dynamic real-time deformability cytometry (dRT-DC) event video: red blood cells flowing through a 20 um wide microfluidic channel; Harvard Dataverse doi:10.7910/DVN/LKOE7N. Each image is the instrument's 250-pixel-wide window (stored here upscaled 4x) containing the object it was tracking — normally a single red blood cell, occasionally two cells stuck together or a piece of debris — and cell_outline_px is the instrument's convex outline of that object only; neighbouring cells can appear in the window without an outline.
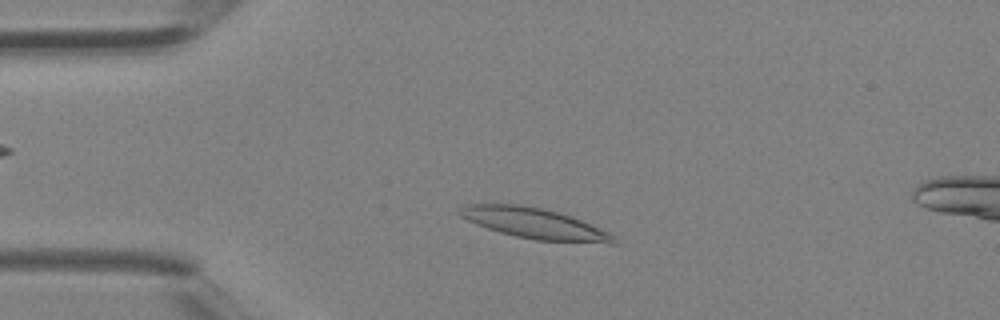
{"species": "Egyptian fruit bat (a non-hibernating species)", "species_latin": "Rousettus aegyptiacus", "temperature_condition": "room temperature", "stored_images_in_passage": 2, "camera_frame_rate_fps": 3000, "um_per_image_px": 0.085, "animal": {"sex": "female"}, "frame": {"image": 1, "passage_image": 1, "time_ms": 0.0, "image_size_px": [1000, 320], "cell_outline_px": [[620, 244], [608, 244], [536, 240], [516, 236], [500, 232], [476, 224], [460, 216], [456, 212], [464, 204], [520, 204], [544, 208], [572, 216], [608, 232]], "centroid_in_image_um": [45.44, 18.99], "position_along_channel_um": 39.6, "area_um2": 27.57}}